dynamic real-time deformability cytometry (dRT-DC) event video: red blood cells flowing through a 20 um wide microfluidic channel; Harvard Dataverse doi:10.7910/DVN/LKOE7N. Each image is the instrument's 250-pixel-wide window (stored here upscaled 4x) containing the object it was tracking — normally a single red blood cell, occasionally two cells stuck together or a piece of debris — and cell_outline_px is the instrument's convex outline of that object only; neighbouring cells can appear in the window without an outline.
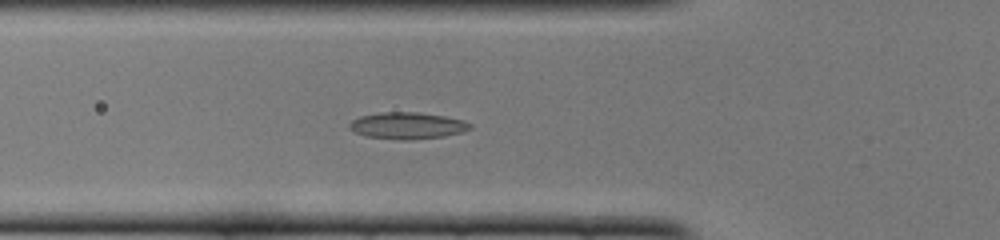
{"species": "common noctule bat (a hibernating species)", "species_latin": "Nyctalus noctula", "temperature_condition": "cold", "stored_images_in_passage": 49, "camera_frame_rate_fps": 3000, "um_per_image_px": 0.085, "animal": {"sex": "female", "body_mass_g": 22.0, "forearm_length_mm": 56.7}, "frame": {"image": 1, "passage_image": 17, "time_ms": 5.333, "image_size_px": [1000, 240], "cell_outline_px": [[472, 128], [464, 132], [444, 136], [408, 140], [404, 140], [368, 136], [356, 132], [348, 128], [348, 124], [352, 120], [360, 116], [384, 112], [420, 112], [444, 116], [464, 120], [472, 124]], "centroid_in_image_um": [34.67, 10.67], "position_along_channel_um": 91.1, "area_um2": 18.73}}
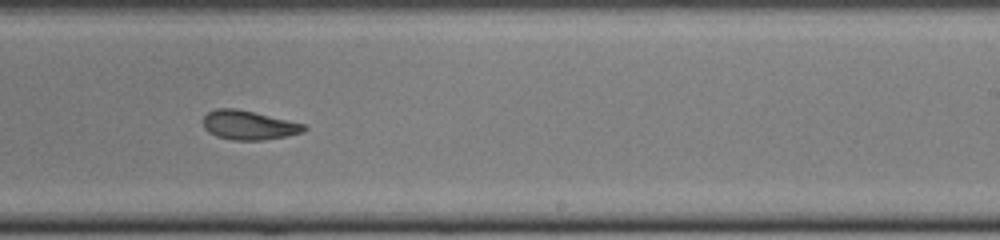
{"frame": {"image": 2, "passage_image": 30, "time_ms": 9.667, "image_size_px": [1000, 240], "cell_outline_px": [[308, 128], [304, 132], [288, 136], [264, 140], [232, 140], [216, 136], [208, 132], [204, 128], [204, 116], [208, 112], [216, 108], [236, 108], [304, 124]], "centroid_in_image_um": [21.14, 10.65], "position_along_channel_um": 267.9, "area_um2": 17.11}}
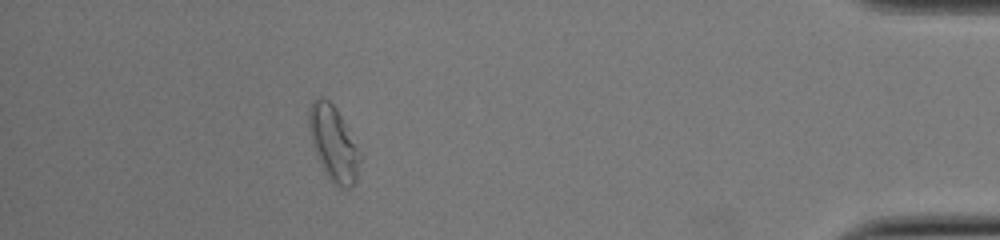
{"frame": {"image": 3, "passage_image": 44, "time_ms": 14.333, "image_size_px": [1000, 240], "cell_outline_px": [[360, 160], [356, 180], [352, 188], [336, 188], [328, 180], [320, 164], [312, 140], [308, 124], [308, 108], [312, 100], [316, 96], [320, 96], [328, 100], [336, 108], [344, 124]], "centroid_in_image_um": [28.28, 12.23], "position_along_channel_um": 406.9, "area_um2": 21.73}, "authors_computed_cell_mechanics": {"area_um2": 18.3226, "velocity_mm_per_s": 4.0921, "shape_relaxation_time_tau1_ms": null, "shape_relaxation_time_tau2_ms": 3.2171, "deformation_change_tau1": null, "deformation_change_tau2": 0.0963}}